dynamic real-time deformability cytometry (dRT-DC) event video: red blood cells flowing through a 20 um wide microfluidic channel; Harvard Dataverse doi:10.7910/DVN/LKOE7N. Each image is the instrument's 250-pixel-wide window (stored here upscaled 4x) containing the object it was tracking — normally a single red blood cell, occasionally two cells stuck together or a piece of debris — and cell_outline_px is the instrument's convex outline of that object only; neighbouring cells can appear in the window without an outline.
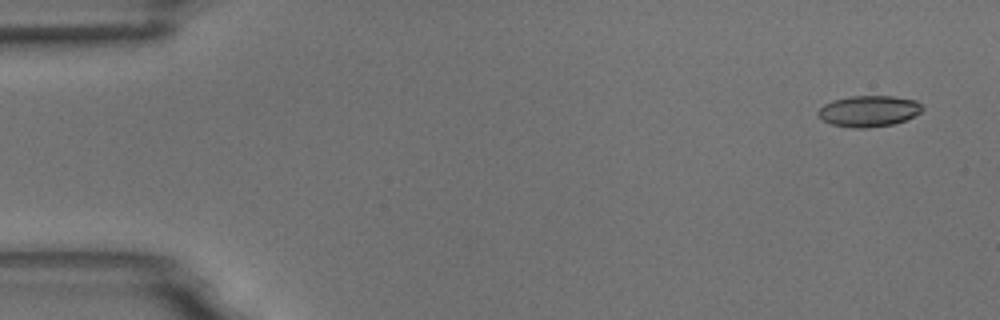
{"species": "common noctule bat (a hibernating species)", "species_latin": "Nyctalus noctula", "temperature_condition": "room temperature", "stored_images_in_passage": 4, "camera_frame_rate_fps": 3000, "um_per_image_px": 0.085, "animal": {"sex": "male", "body_mass_g": 18.8}, "frame": {"image": 1, "passage_image": 1, "time_ms": 0.0, "image_size_px": [1000, 320], "cell_outline_px": [[924, 108], [920, 112], [904, 120], [892, 124], [868, 128], [856, 128], [832, 124], [824, 120], [816, 112], [824, 104], [832, 100], [852, 96], [892, 96], [916, 100]], "centroid_in_image_um": [73.84, 9.43], "position_along_channel_um": 11.2, "area_um2": 18.67}}
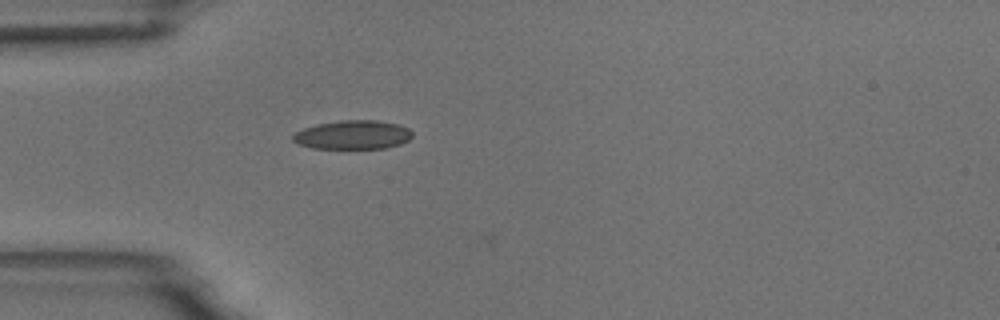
{"frame": {"image": 2, "passage_image": 4, "time_ms": 4.333, "image_size_px": [1000, 320], "cell_outline_px": [[412, 136], [408, 140], [400, 144], [384, 148], [312, 148], [300, 144], [292, 140], [292, 136], [296, 132], [304, 128], [316, 124], [340, 120], [376, 120], [396, 124], [408, 128], [412, 132]], "centroid_in_image_um": [29.98, 11.45], "position_along_channel_um": 55.0, "area_um2": 19.94}}